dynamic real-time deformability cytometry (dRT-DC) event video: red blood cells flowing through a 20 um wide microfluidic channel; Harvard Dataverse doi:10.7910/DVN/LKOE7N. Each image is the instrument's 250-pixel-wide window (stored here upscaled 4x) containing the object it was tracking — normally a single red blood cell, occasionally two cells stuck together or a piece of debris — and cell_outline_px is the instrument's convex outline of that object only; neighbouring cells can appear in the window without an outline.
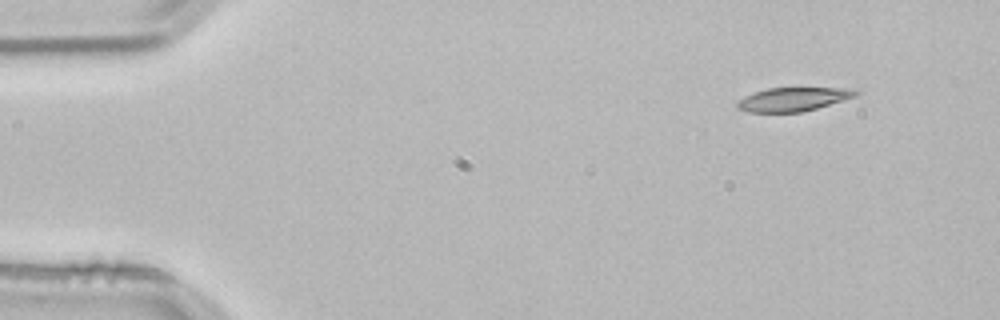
{"species": "common noctule bat (a hibernating species)", "species_latin": "Nyctalus noctula", "temperature_condition": "room temperature", "stored_images_in_passage": 4, "camera_frame_rate_fps": 3000, "um_per_image_px": 0.085, "animal": {"sex": "male", "body_mass_g": 21.5, "forearm_length_mm": 52.0}, "frame": {"image": 1, "passage_image": 1, "time_ms": 0.0, "image_size_px": [1000, 320], "cell_outline_px": [[860, 92], [856, 96], [816, 108], [800, 112], [748, 112], [736, 108], [736, 104], [744, 96], [768, 88], [856, 88]], "centroid_in_image_um": [67.43, 8.43], "position_along_channel_um": 17.6, "area_um2": 16.24}}